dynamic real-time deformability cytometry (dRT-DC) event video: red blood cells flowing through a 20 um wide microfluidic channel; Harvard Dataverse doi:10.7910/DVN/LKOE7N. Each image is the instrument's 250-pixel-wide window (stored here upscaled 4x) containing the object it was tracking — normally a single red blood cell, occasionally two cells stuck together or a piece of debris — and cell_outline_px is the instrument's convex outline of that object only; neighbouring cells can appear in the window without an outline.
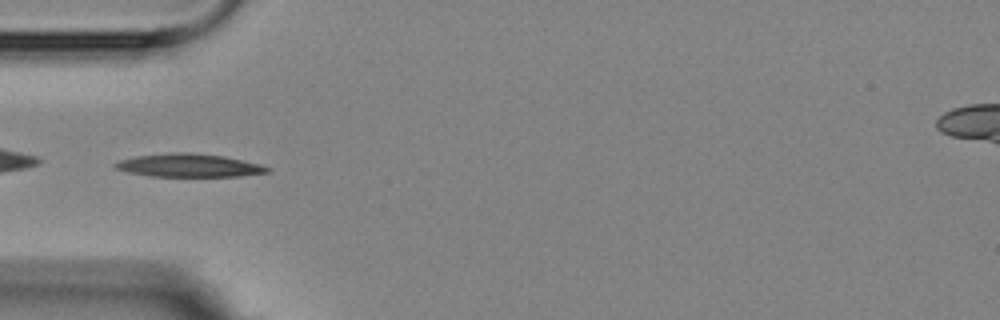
{"species": "Egyptian fruit bat (a non-hibernating species)", "species_latin": "Rousettus aegyptiacus", "temperature_condition": "room temperature", "stored_images_in_passage": 8, "camera_frame_rate_fps": 3000, "um_per_image_px": 0.085, "animal": {"sex": "female"}, "frame": {"image": 1, "passage_image": 5, "time_ms": 4.667, "image_size_px": [1000, 320], "cell_outline_px": [[272, 168], [268, 172], [240, 176], [152, 176], [128, 172], [116, 168], [112, 164], [120, 160], [136, 156], [168, 152], [188, 152], [224, 156], [260, 164]], "centroid_in_image_um": [16.06, 14.05], "position_along_channel_um": 68.9, "area_um2": 20.46}}
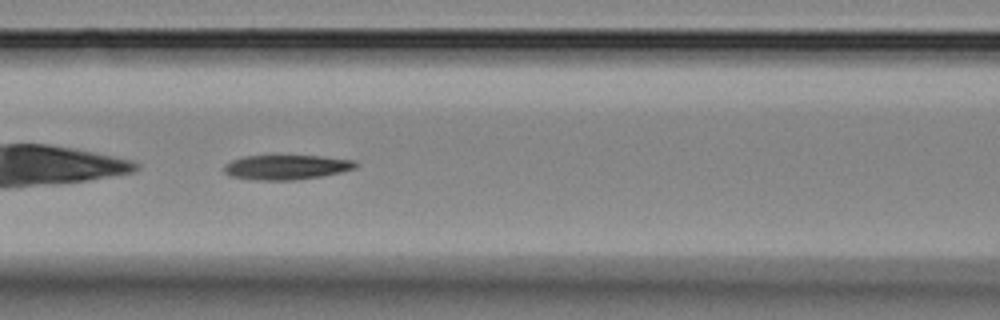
{"frame": {"image": 2, "passage_image": 7, "time_ms": 6.667, "image_size_px": [1000, 320], "cell_outline_px": [[360, 164], [356, 168], [324, 176], [296, 180], [252, 180], [228, 176], [224, 172], [224, 164], [232, 160], [244, 156], [324, 156], [356, 160]], "centroid_in_image_um": [24.37, 14.22], "position_along_channel_um": 142.2, "area_um2": 19.25}}
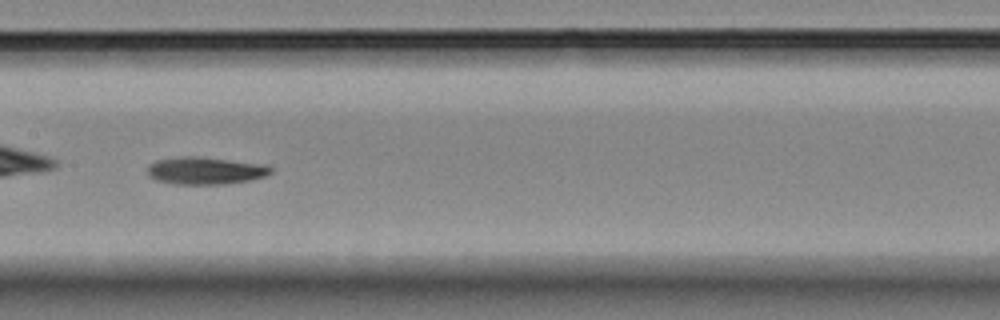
{"frame": {"image": 3, "passage_image": 8, "time_ms": 8.0, "image_size_px": [1000, 320], "cell_outline_px": [[272, 172], [264, 176], [248, 180], [224, 184], [172, 184], [156, 180], [148, 176], [148, 164], [156, 160], [180, 156], [196, 156], [268, 164], [272, 168]], "centroid_in_image_um": [17.43, 14.5], "position_along_channel_um": 190.0, "area_um2": 19.83}}